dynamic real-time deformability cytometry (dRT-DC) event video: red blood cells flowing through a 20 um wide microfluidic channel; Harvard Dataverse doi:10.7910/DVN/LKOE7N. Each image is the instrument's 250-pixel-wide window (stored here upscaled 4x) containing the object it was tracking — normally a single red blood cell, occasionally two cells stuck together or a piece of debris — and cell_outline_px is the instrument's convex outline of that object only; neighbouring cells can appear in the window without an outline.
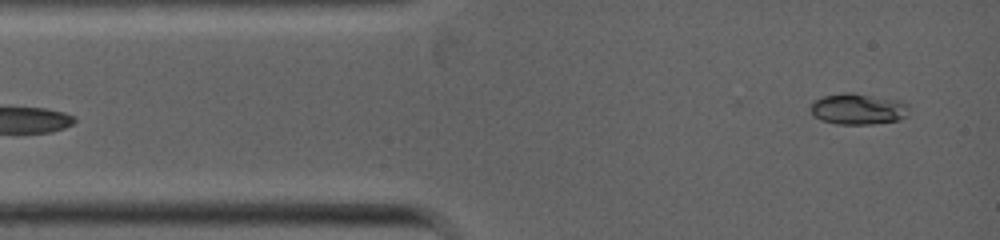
{"species": "common noctule bat (a hibernating species)", "species_latin": "Nyctalus noctula", "temperature_condition": "warm", "stored_images_in_passage": 62, "camera_frame_rate_fps": 5000, "um_per_image_px": 0.085, "animal": {"sex": "female", "body_mass_g": 19.0, "forearm_length_mm": 53.3}, "frame": {"image": 1, "passage_image": 2, "time_ms": 0.4, "image_size_px": [1000, 240], "cell_outline_px": [[908, 116], [900, 120], [872, 124], [836, 124], [820, 120], [808, 108], [812, 100], [824, 96], [844, 92], [852, 92], [900, 100], [908, 104]], "centroid_in_image_um": [72.93, 9.26], "position_along_channel_um": 12.1, "area_um2": 18.15}}
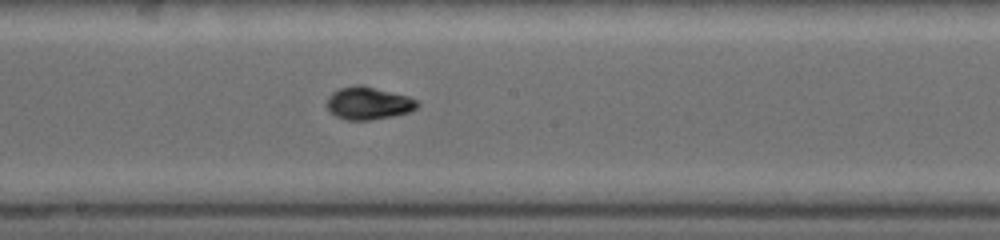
{"frame": {"image": 2, "passage_image": 21, "time_ms": 5.4, "image_size_px": [1000, 240], "cell_outline_px": [[420, 104], [416, 108], [408, 112], [392, 116], [368, 120], [348, 120], [336, 116], [328, 112], [324, 104], [328, 96], [332, 92], [340, 88], [352, 84], [360, 84], [408, 96], [416, 100]], "centroid_in_image_um": [31.24, 8.76], "position_along_channel_um": 217.0, "area_um2": 17.4}}
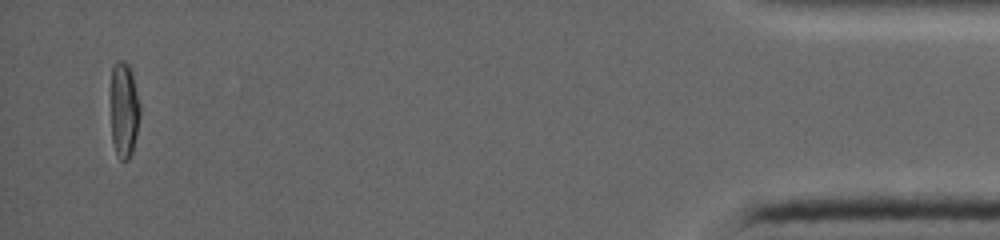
{"frame": {"image": 3, "passage_image": 55, "time_ms": 11.6, "image_size_px": [1000, 240], "cell_outline_px": [[140, 116], [136, 136], [132, 152], [128, 160], [120, 160], [116, 152], [112, 140], [112, 64], [116, 60], [124, 60], [128, 64], [132, 72], [140, 104]], "centroid_in_image_um": [10.56, 9.31], "position_along_channel_um": 424.6, "area_um2": 16.18}}